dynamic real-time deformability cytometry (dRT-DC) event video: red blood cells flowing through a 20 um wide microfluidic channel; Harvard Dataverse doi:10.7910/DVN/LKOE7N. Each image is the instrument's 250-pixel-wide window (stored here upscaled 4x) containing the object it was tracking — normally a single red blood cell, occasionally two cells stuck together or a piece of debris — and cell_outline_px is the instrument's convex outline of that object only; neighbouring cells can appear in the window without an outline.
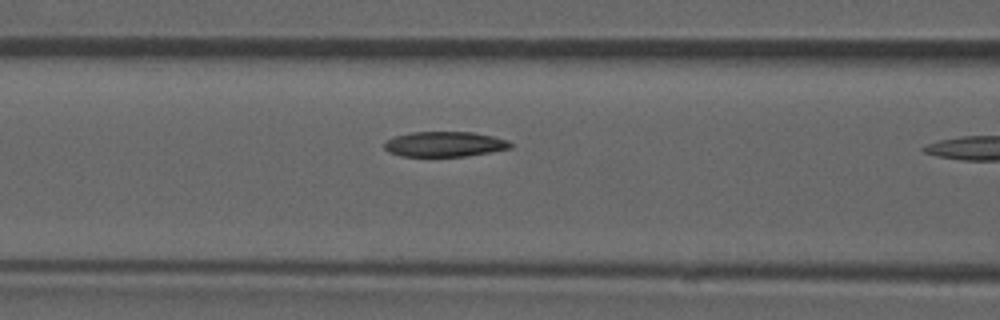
{"species": "common noctule bat (a hibernating species)", "species_latin": "Nyctalus noctula", "temperature_condition": "room temperature", "stored_images_in_passage": 10, "camera_frame_rate_fps": 3000, "um_per_image_px": 0.085, "animal": {"sex": "male", "forearm_length_mm": 52.5}, "frame": {"image": 1, "passage_image": 9, "time_ms": 2.667, "image_size_px": [1000, 320], "cell_outline_px": [[512, 148], [464, 156], [400, 156], [388, 152], [384, 148], [384, 140], [392, 136], [412, 132], [472, 132], [492, 136], [508, 140], [512, 144]], "centroid_in_image_um": [37.73, 12.24], "position_along_channel_um": 128.9, "area_um2": 18.55}}